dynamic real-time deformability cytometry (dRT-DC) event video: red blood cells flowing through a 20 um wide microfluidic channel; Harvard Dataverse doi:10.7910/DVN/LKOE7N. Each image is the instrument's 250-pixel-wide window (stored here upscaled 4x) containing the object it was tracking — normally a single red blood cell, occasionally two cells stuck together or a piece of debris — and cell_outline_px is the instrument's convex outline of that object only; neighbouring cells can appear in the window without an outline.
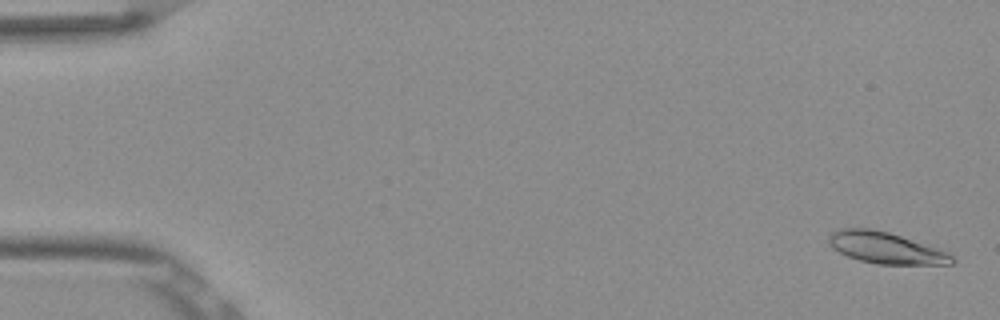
{"species": "Egyptian fruit bat (a non-hibernating species)", "species_latin": "Rousettus aegyptiacus", "temperature_condition": "room temperature", "stored_images_in_passage": 53, "camera_frame_rate_fps": 3000, "um_per_image_px": 0.085, "frame": {"image": 1, "passage_image": 2, "time_ms": 0.333, "image_size_px": [1000, 320], "cell_outline_px": [[956, 260], [952, 264], [876, 264], [860, 260], [848, 256], [832, 248], [828, 244], [828, 236], [832, 232], [844, 228], [872, 228], [888, 232], [948, 252]], "centroid_in_image_um": [75.26, 21.07], "position_along_channel_um": 9.7, "area_um2": 22.31}}
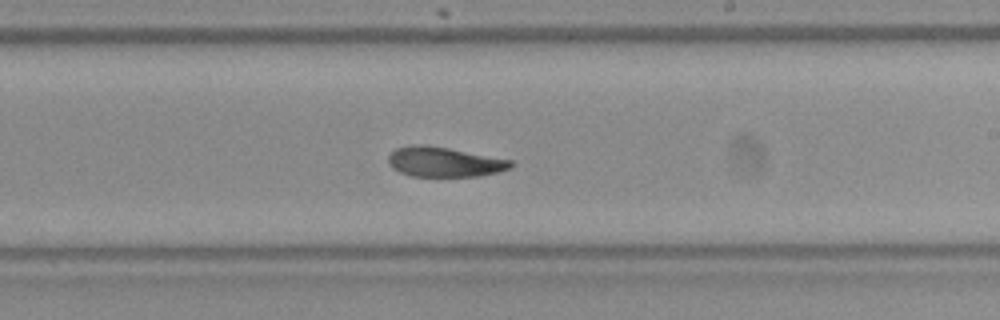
{"frame": {"image": 2, "passage_image": 32, "time_ms": 10.333, "image_size_px": [1000, 320], "cell_outline_px": [[512, 168], [480, 176], [412, 176], [400, 172], [392, 168], [388, 164], [388, 156], [396, 148], [412, 144], [424, 144], [448, 148], [512, 160]], "centroid_in_image_um": [37.73, 13.76], "position_along_channel_um": 251.3, "area_um2": 21.27}}
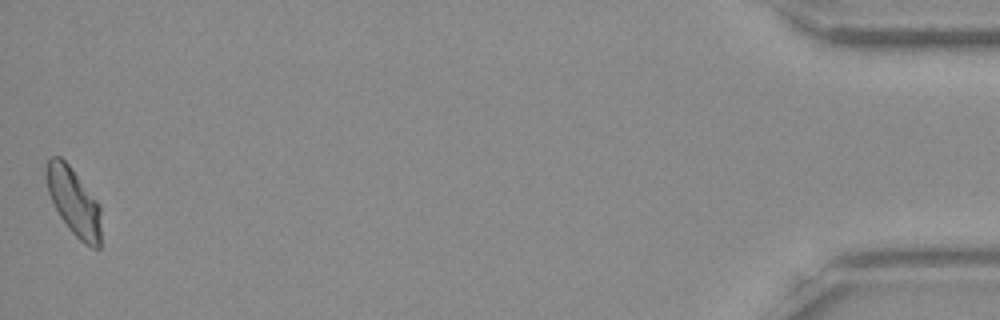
{"frame": {"image": 3, "passage_image": 53, "time_ms": 17.333, "image_size_px": [1000, 320], "cell_outline_px": [[100, 248], [92, 248], [84, 244], [72, 232], [60, 216], [48, 192], [44, 176], [44, 164], [52, 156], [60, 156], [68, 164], [100, 204]], "centroid_in_image_um": [6.25, 17.12], "position_along_channel_um": 429.0, "area_um2": 21.56}, "authors_computed_cell_mechanics": {"area_um2": 22.1374, "velocity_mm_per_s": 3.8506, "shape_relaxation_time_tau1_ms": 5.3222, "shape_relaxation_time_tau2_ms": 2.4892, "deformation_change_tau1": 0.1348, "deformation_change_tau2": 0.0653}}